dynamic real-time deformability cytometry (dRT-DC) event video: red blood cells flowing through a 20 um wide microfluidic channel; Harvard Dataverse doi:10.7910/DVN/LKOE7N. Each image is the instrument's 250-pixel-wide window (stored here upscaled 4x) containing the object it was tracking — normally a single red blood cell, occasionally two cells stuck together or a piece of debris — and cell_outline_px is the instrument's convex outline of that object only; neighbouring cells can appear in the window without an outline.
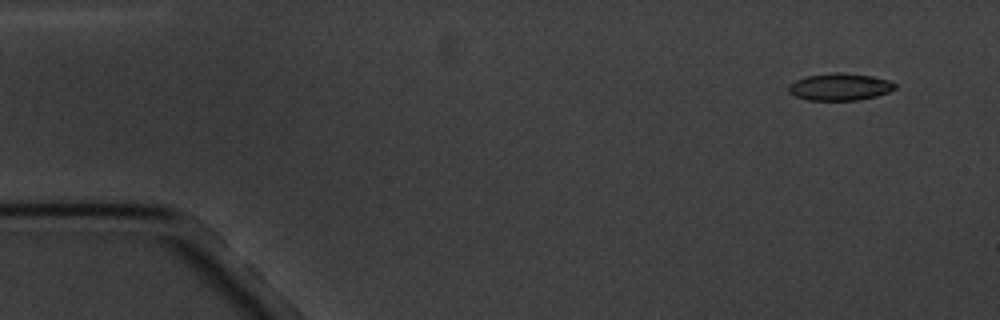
{"species": "common noctule bat (a hibernating species)", "species_latin": "Nyctalus noctula", "temperature_condition": "cold", "stored_images_in_passage": 10, "camera_frame_rate_fps": 3000, "um_per_image_px": 0.085, "animal": {"sex": "male", "body_mass_g": 20.1, "forearm_length_mm": 53.5}, "frame": {"image": 1, "passage_image": 1, "time_ms": 0.0, "image_size_px": [1000, 320], "cell_outline_px": [[896, 88], [888, 92], [876, 96], [860, 100], [808, 100], [796, 96], [788, 92], [788, 84], [796, 80], [808, 76], [836, 72], [840, 72], [872, 76], [888, 80], [896, 84]], "centroid_in_image_um": [71.38, 7.39], "position_along_channel_um": 13.6, "area_um2": 16.76}}
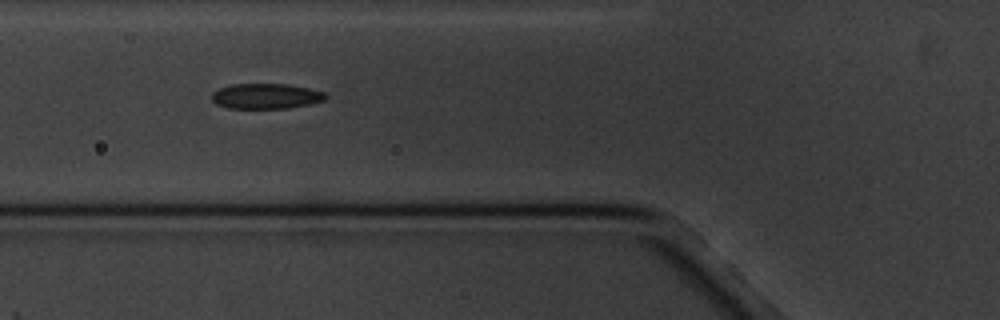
{"frame": {"image": 2, "passage_image": 6, "time_ms": 5.667, "image_size_px": [1000, 320], "cell_outline_px": [[328, 96], [324, 100], [308, 104], [288, 108], [228, 108], [216, 104], [212, 100], [212, 92], [220, 88], [232, 84], [288, 84], [308, 88], [324, 92]], "centroid_in_image_um": [22.59, 8.17], "position_along_channel_um": 103.2, "area_um2": 16.7}}
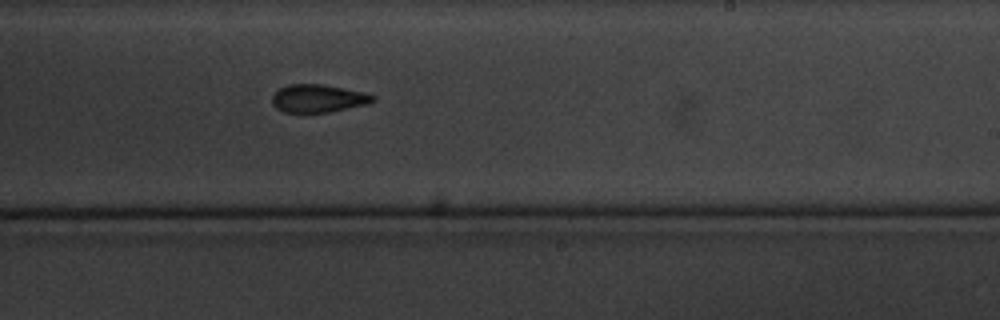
{"frame": {"image": 3, "passage_image": 10, "time_ms": 10.333, "image_size_px": [1000, 320], "cell_outline_px": [[376, 100], [368, 104], [328, 112], [284, 112], [276, 108], [272, 104], [272, 96], [280, 88], [288, 84], [324, 84], [364, 92], [376, 96]], "centroid_in_image_um": [27.06, 8.36], "position_along_channel_um": 261.9, "area_um2": 16.42}}